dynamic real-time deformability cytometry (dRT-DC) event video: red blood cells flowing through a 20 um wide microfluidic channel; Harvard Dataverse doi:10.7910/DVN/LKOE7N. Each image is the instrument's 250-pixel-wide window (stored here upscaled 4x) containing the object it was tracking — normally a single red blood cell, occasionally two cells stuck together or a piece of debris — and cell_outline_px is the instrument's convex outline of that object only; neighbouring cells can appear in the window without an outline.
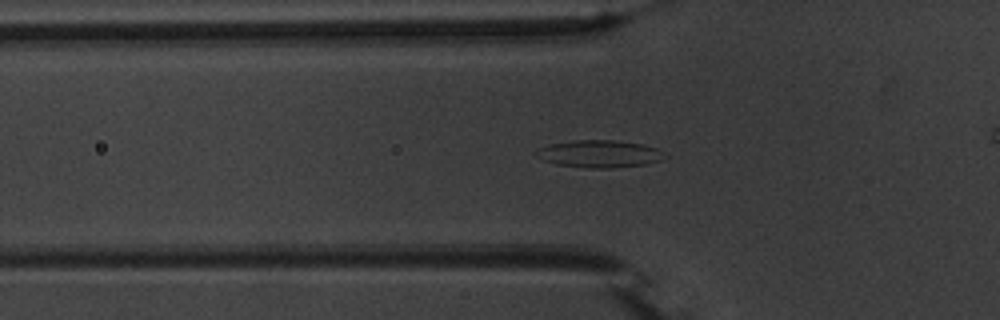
{"species": "common noctule bat (a hibernating species)", "species_latin": "Nyctalus noctula", "temperature_condition": "warm", "stored_images_in_passage": 56, "camera_frame_rate_fps": 3000, "um_per_image_px": 0.085, "animal": {"sex": "male", "body_mass_g": 20.1, "forearm_length_mm": 53.5}, "frame": {"image": 1, "passage_image": 19, "time_ms": 6.0, "image_size_px": [1000, 320], "cell_outline_px": [[668, 156], [660, 160], [644, 164], [612, 168], [588, 168], [556, 164], [544, 160], [536, 156], [532, 152], [540, 148], [552, 144], [576, 140], [612, 140], [644, 144], [656, 148], [664, 152]], "centroid_in_image_um": [50.96, 13.08], "position_along_channel_um": 74.8, "area_um2": 20.4}}
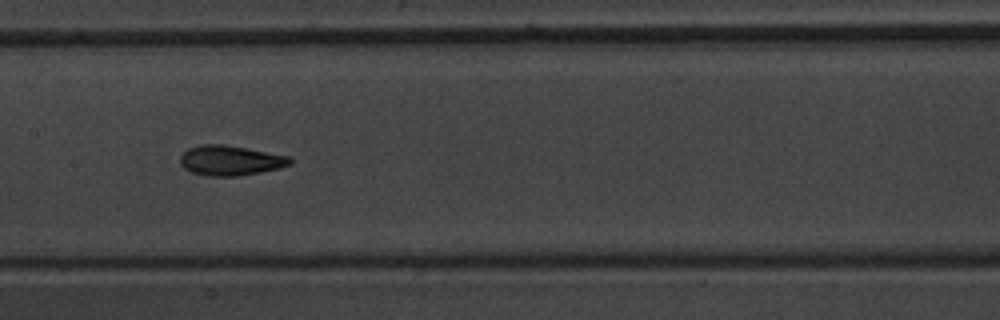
{"frame": {"image": 2, "passage_image": 28, "time_ms": 9.0, "image_size_px": [1000, 320], "cell_outline_px": [[292, 164], [280, 168], [260, 172], [236, 176], [208, 176], [192, 172], [184, 168], [180, 164], [180, 156], [188, 148], [200, 144], [224, 144], [248, 148], [288, 156], [292, 160]], "centroid_in_image_um": [19.57, 13.63], "position_along_channel_um": 187.8, "area_um2": 19.25}}
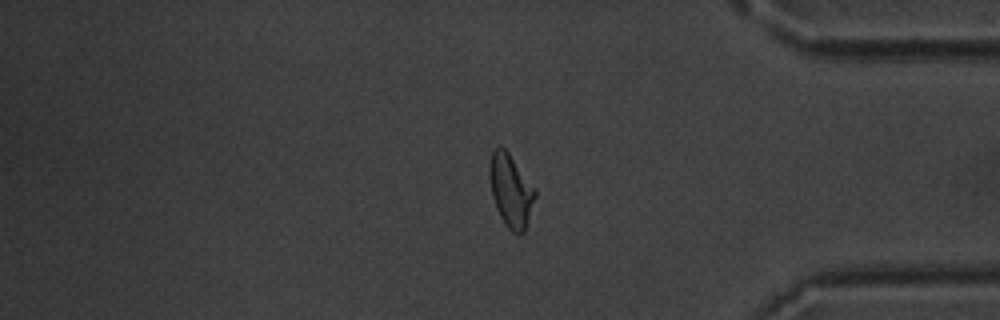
{"frame": {"image": 3, "passage_image": 46, "time_ms": 15.0, "image_size_px": [1000, 320], "cell_outline_px": [[536, 196], [524, 232], [520, 236], [512, 232], [504, 224], [496, 208], [492, 196], [488, 172], [492, 152], [496, 148], [504, 148], [508, 152], [536, 188]], "centroid_in_image_um": [43.42, 16.23], "position_along_channel_um": 391.8, "area_um2": 19.36}, "authors_computed_cell_mechanics": {"area_um2": 18.9873, "velocity_mm_per_s": 3.7268, "shape_relaxation_time_tau1_ms": 4.0241, "shape_relaxation_time_tau2_ms": 1.4284, "deformation_change_tau1": 0.1554, "deformation_change_tau2": 0.0856}}